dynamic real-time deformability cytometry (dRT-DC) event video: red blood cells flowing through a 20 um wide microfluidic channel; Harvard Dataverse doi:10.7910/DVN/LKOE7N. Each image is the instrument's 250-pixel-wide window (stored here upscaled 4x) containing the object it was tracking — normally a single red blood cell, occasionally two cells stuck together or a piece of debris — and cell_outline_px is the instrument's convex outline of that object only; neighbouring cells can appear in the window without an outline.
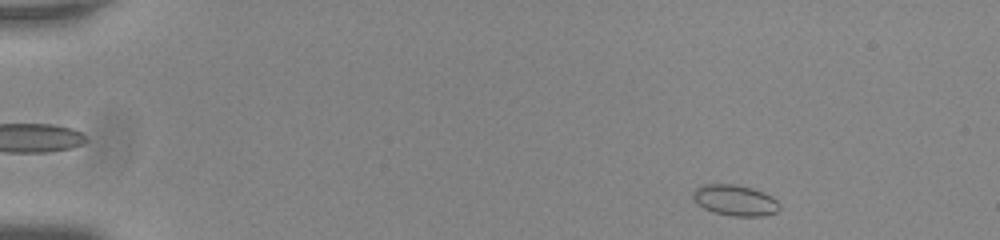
{"species": "common noctule bat (a hibernating species)", "species_latin": "Nyctalus noctula", "temperature_condition": "room temperature", "stored_images_in_passage": 51, "camera_frame_rate_fps": 3000, "um_per_image_px": 0.085, "animal": {"sex": "male", "body_mass_g": 20.0, "forearm_length_mm": 53.3}, "frame": {"image": 1, "passage_image": 3, "time_ms": 0.667, "image_size_px": [1000, 240], "cell_outline_px": [[780, 208], [776, 212], [760, 216], [732, 216], [712, 212], [704, 208], [692, 196], [692, 192], [696, 188], [704, 184], [732, 184], [752, 188], [764, 192], [772, 196], [780, 204]], "centroid_in_image_um": [62.49, 17.02], "position_along_channel_um": 22.5, "area_um2": 15.49}}
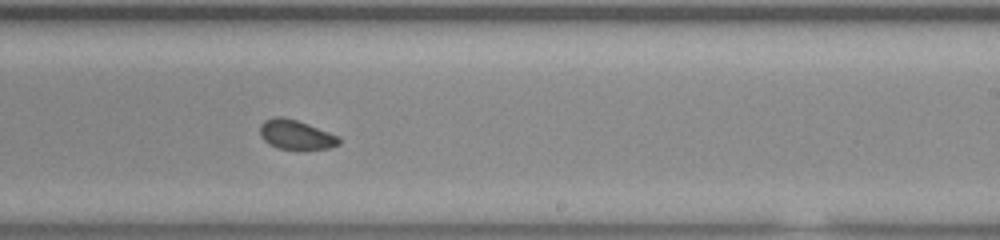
{"frame": {"image": 2, "passage_image": 31, "time_ms": 10.0, "image_size_px": [1000, 240], "cell_outline_px": [[340, 144], [328, 148], [304, 152], [276, 148], [268, 144], [260, 136], [260, 124], [264, 120], [272, 116], [280, 116], [296, 120], [308, 124], [340, 136]], "centroid_in_image_um": [25.15, 11.49], "position_along_channel_um": 263.8, "area_um2": 14.22}}
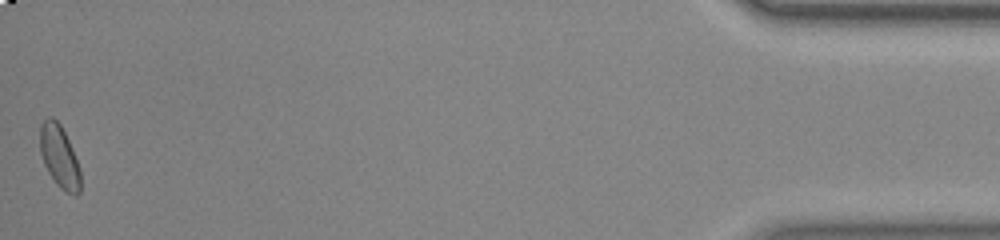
{"frame": {"image": 3, "passage_image": 51, "time_ms": 16.667, "image_size_px": [1000, 240], "cell_outline_px": [[80, 192], [76, 196], [72, 196], [64, 192], [56, 184], [48, 172], [44, 164], [40, 152], [40, 124], [48, 116], [52, 116], [60, 124], [68, 140], [80, 168]], "centroid_in_image_um": [5.04, 13.34], "position_along_channel_um": 430.2, "area_um2": 14.85}}